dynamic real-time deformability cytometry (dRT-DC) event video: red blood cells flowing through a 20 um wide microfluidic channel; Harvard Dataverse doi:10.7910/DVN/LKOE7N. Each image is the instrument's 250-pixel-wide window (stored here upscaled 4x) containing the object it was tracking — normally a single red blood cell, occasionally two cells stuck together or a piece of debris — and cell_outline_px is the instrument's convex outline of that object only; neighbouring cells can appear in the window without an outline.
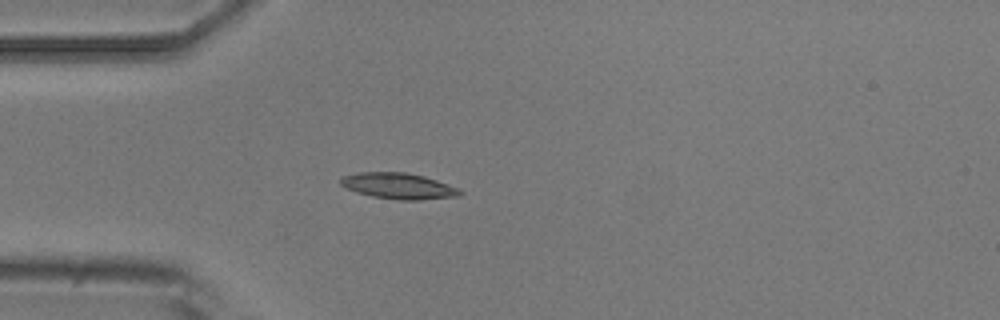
{"species": "common noctule bat (a hibernating species)", "species_latin": "Nyctalus noctula", "temperature_condition": "room temperature", "stored_images_in_passage": 4, "camera_frame_rate_fps": 3000, "um_per_image_px": 0.085, "animal": {"sex": "male", "body_mass_g": 20.5, "forearm_length_mm": 52.5}, "frame": {"image": 1, "passage_image": 4, "time_ms": 3.333, "image_size_px": [1000, 320], "cell_outline_px": [[464, 192], [460, 196], [420, 200], [400, 200], [372, 196], [356, 192], [340, 184], [340, 180], [344, 176], [360, 172], [404, 172], [424, 176], [460, 188]], "centroid_in_image_um": [33.93, 15.81], "position_along_channel_um": 51.1, "area_um2": 18.03}}